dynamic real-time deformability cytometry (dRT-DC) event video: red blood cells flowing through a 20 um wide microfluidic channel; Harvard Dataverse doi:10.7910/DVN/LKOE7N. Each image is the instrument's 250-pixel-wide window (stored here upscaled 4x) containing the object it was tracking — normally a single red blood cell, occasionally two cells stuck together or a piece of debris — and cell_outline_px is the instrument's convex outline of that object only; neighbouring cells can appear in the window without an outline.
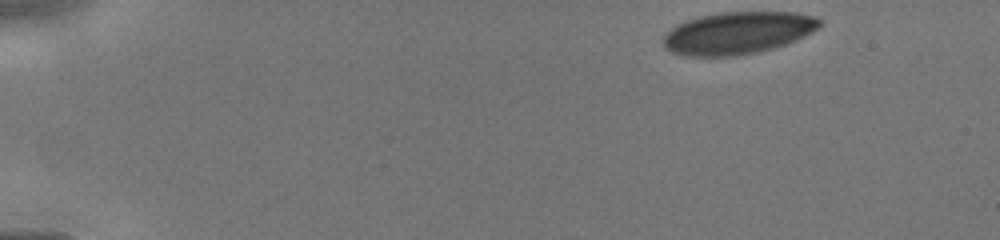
{"species": "human", "species_latin": "Homo sapiens", "temperature_condition": "cold", "stored_images_in_passage": 32, "camera_frame_rate_fps": 3000, "um_per_image_px": 0.085, "donor": {"sex": "male"}, "frame": {"image": 1, "passage_image": 1, "time_ms": 0.0, "image_size_px": [1000, 240], "cell_outline_px": [[820, 24], [812, 32], [796, 40], [772, 48], [756, 52], [736, 56], [684, 56], [672, 52], [664, 48], [664, 36], [676, 24], [700, 16], [720, 12], [792, 12], [812, 16], [820, 20]], "centroid_in_image_um": [62.67, 2.8], "position_along_channel_um": 22.3, "area_um2": 38.21}}
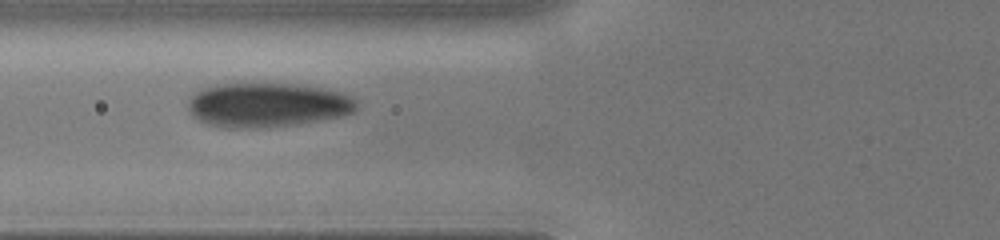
{"frame": {"image": 2, "passage_image": 27, "time_ms": 4.333, "image_size_px": [1000, 240], "cell_outline_px": [[356, 108], [352, 112], [340, 116], [296, 124], [268, 128], [228, 128], [208, 124], [192, 116], [188, 108], [188, 100], [200, 88], [216, 84], [240, 80], [292, 84], [320, 88], [344, 92], [356, 100]], "centroid_in_image_um": [22.65, 8.88], "position_along_channel_um": 103.1, "area_um2": 44.56}}
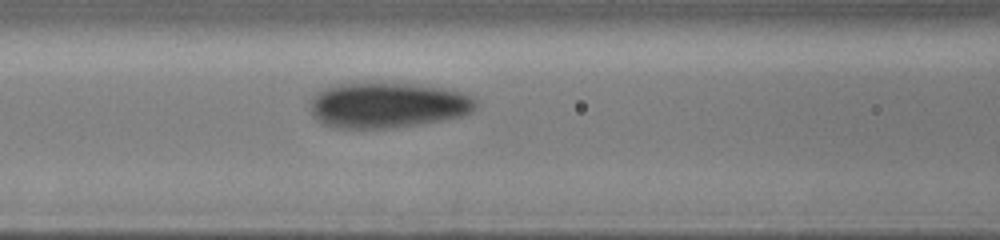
{"frame": {"image": 3, "passage_image": 31, "time_ms": 5.0, "image_size_px": [1000, 240], "cell_outline_px": [[476, 108], [472, 112], [460, 116], [420, 124], [396, 128], [336, 128], [324, 124], [316, 120], [312, 116], [312, 96], [316, 92], [324, 88], [340, 84], [416, 84], [444, 88], [476, 96]], "centroid_in_image_um": [32.97, 8.95], "position_along_channel_um": 133.6, "area_um2": 43.81}}